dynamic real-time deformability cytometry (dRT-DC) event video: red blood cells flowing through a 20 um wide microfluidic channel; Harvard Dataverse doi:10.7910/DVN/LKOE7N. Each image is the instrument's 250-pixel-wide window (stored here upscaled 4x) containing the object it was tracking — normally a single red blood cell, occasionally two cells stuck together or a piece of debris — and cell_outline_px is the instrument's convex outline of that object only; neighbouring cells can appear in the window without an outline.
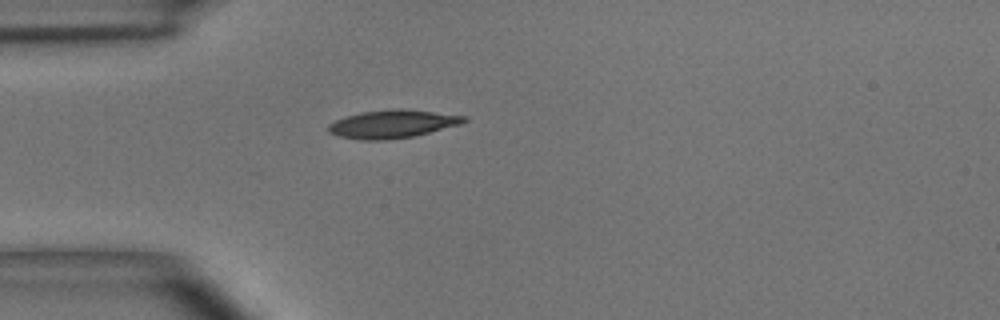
{"species": "common noctule bat (a hibernating species)", "species_latin": "Nyctalus noctula", "temperature_condition": "room temperature", "stored_images_in_passage": 1, "camera_frame_rate_fps": 3000, "um_per_image_px": 0.085, "animal": {"sex": "male", "body_mass_g": 15.6}, "frame": {"image": 1, "passage_image": 1, "time_ms": 0.0, "image_size_px": [1000, 320], "cell_outline_px": [[468, 120], [460, 124], [412, 136], [388, 140], [360, 140], [340, 136], [328, 132], [328, 124], [336, 120], [360, 112], [400, 108], [468, 116]], "centroid_in_image_um": [33.35, 10.54], "position_along_channel_um": 51.6, "area_um2": 21.96}}